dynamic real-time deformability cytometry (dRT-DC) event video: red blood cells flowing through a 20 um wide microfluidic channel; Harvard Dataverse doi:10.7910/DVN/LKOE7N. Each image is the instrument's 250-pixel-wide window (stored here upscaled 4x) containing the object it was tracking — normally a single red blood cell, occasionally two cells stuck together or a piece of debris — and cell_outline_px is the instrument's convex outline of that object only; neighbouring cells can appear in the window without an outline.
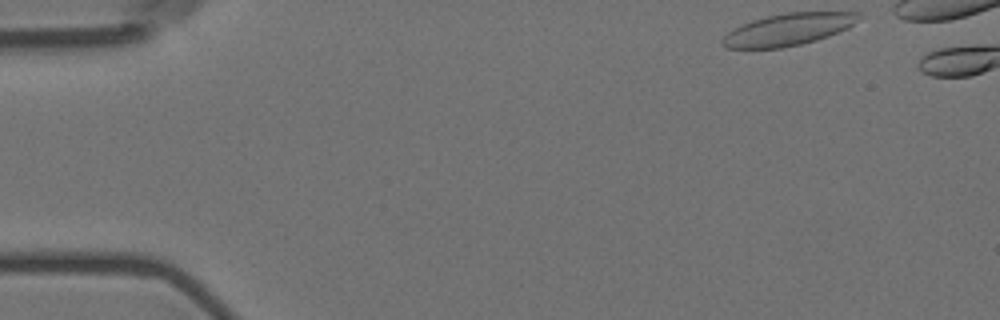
{"species": "Egyptian fruit bat (a non-hibernating species)", "species_latin": "Rousettus aegyptiacus", "temperature_condition": "room temperature", "stored_images_in_passage": 4, "camera_frame_rate_fps": 3000, "um_per_image_px": 0.085, "animal": {"sex": "female"}, "frame": {"image": 1, "passage_image": 1, "time_ms": 0.0, "image_size_px": [1000, 320], "cell_outline_px": [[864, 16], [848, 28], [828, 36], [816, 40], [800, 44], [780, 48], [724, 48], [720, 44], [720, 40], [732, 28], [752, 20], [768, 16], [788, 12], [860, 12]], "centroid_in_image_um": [67.0, 2.5], "position_along_channel_um": 18.0, "area_um2": 25.55}}